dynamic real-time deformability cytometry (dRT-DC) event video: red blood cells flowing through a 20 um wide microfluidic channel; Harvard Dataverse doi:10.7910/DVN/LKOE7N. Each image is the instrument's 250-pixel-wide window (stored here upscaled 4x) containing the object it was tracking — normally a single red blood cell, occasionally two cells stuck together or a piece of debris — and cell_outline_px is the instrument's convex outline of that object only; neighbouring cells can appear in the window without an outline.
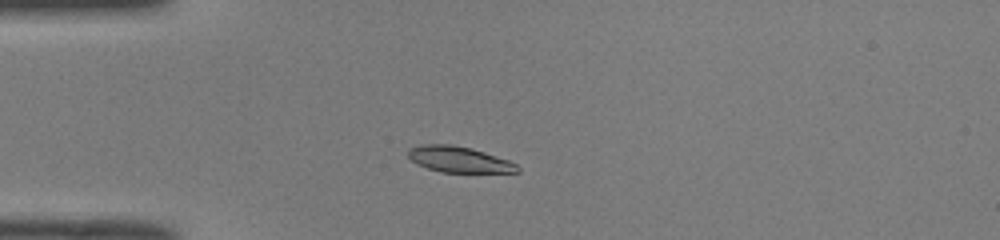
{"species": "common noctule bat (a hibernating species)", "species_latin": "Nyctalus noctula", "temperature_condition": "room temperature", "stored_images_in_passage": 47, "camera_frame_rate_fps": 3000, "um_per_image_px": 0.085, "animal": {"sex": "male", "body_mass_g": 19.0, "forearm_length_mm": 50.8}, "frame": {"image": 1, "passage_image": 10, "time_ms": 3.0, "image_size_px": [1000, 240], "cell_outline_px": [[520, 172], [440, 172], [416, 164], [408, 156], [408, 148], [420, 144], [452, 144], [472, 148], [508, 160], [516, 164], [520, 168]], "centroid_in_image_um": [38.98, 13.54], "position_along_channel_um": 46.0, "area_um2": 16.53}}
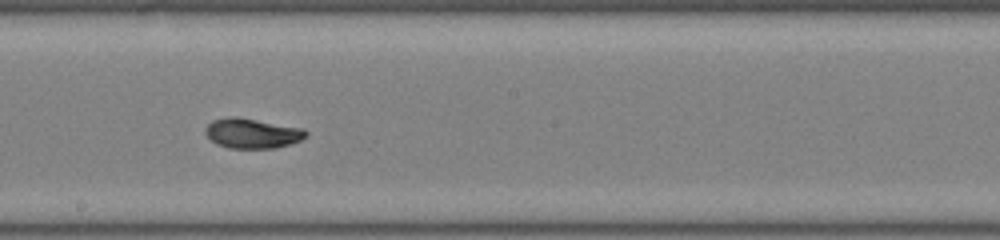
{"frame": {"image": 2, "passage_image": 25, "time_ms": 8.0, "image_size_px": [1000, 240], "cell_outline_px": [[308, 136], [300, 140], [276, 148], [228, 148], [216, 144], [204, 132], [204, 128], [212, 120], [232, 116], [236, 116], [304, 128], [308, 132]], "centroid_in_image_um": [21.44, 11.32], "position_along_channel_um": 226.8, "area_um2": 17.63}}
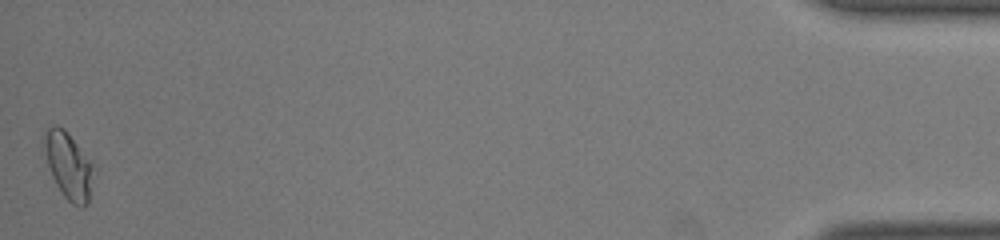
{"frame": {"image": 3, "passage_image": 47, "time_ms": 15.333, "image_size_px": [1000, 240], "cell_outline_px": [[96, 172], [88, 204], [84, 208], [80, 208], [72, 204], [64, 196], [56, 184], [52, 176], [48, 164], [44, 148], [44, 132], [52, 124], [56, 124], [64, 128], [96, 168]], "centroid_in_image_um": [5.87, 14.11], "position_along_channel_um": 429.3, "area_um2": 19.42}, "authors_computed_cell_mechanics": {"area_um2": 17.2244, "velocity_mm_per_s": 4.0111, "shape_relaxation_time_tau1_ms": 6.8621, "shape_relaxation_time_tau2_ms": 1.3381, "deformation_change_tau1": 0.2198, "deformation_change_tau2": 0.05}}